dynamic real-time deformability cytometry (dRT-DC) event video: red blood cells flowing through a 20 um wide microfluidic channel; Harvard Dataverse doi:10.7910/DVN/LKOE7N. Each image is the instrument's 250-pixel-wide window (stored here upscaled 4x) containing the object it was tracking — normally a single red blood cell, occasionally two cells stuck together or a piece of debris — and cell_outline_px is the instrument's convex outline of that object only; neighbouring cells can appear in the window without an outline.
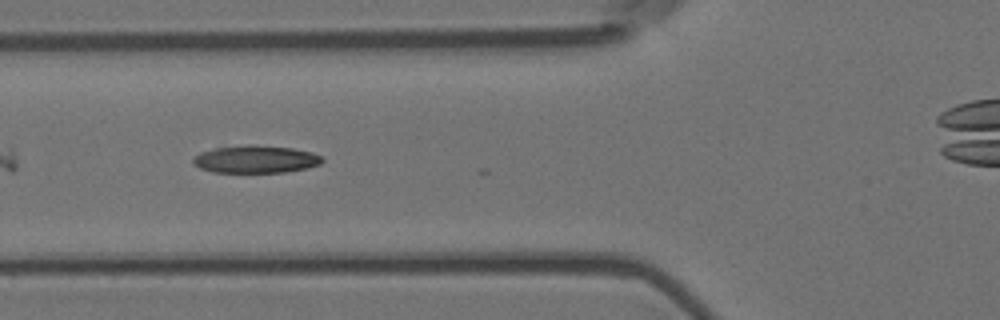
{"species": "Egyptian fruit bat (a non-hibernating species)", "species_latin": "Rousettus aegyptiacus", "temperature_condition": "room temperature", "stored_images_in_passage": 10, "camera_frame_rate_fps": 3000, "um_per_image_px": 0.085, "animal": {"sex": "female"}, "frame": {"image": 1, "passage_image": 3, "time_ms": 0.667, "image_size_px": [1000, 320], "cell_outline_px": [[324, 160], [320, 164], [308, 168], [284, 172], [212, 172], [200, 168], [192, 164], [192, 160], [200, 152], [212, 148], [248, 144], [252, 144], [292, 148], [312, 152], [320, 156]], "centroid_in_image_um": [21.71, 13.53], "position_along_channel_um": 104.1, "area_um2": 20.87}}
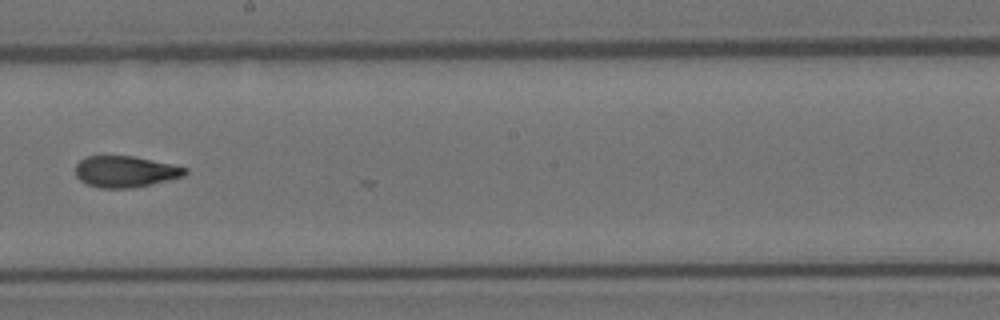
{"frame": {"image": 2, "passage_image": 6, "time_ms": 1.667, "image_size_px": [1000, 320], "cell_outline_px": [[188, 172], [184, 176], [152, 184], [132, 188], [100, 188], [88, 184], [80, 180], [76, 176], [76, 164], [80, 160], [88, 156], [132, 156], [172, 164], [188, 168]], "centroid_in_image_um": [10.67, 14.59], "position_along_channel_um": 237.5, "area_um2": 19.94}}
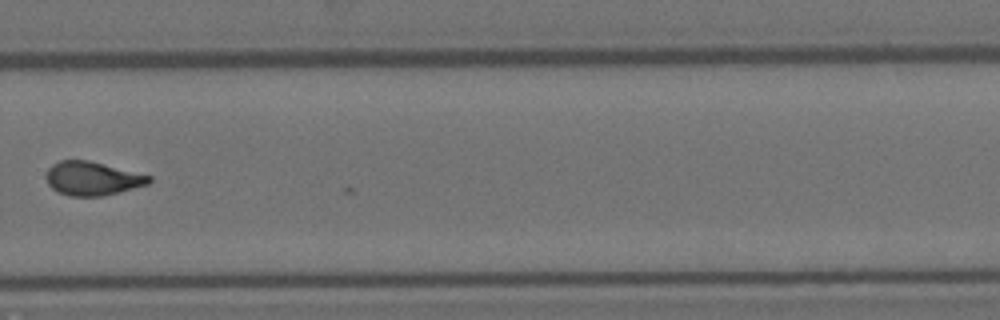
{"frame": {"image": 3, "passage_image": 8, "time_ms": 2.333, "image_size_px": [1000, 320], "cell_outline_px": [[152, 180], [148, 184], [120, 192], [104, 196], [72, 196], [60, 192], [52, 188], [48, 184], [44, 176], [48, 168], [52, 164], [60, 160], [88, 160], [152, 176]], "centroid_in_image_um": [7.84, 15.17], "position_along_channel_um": 322.0, "area_um2": 20.23}}